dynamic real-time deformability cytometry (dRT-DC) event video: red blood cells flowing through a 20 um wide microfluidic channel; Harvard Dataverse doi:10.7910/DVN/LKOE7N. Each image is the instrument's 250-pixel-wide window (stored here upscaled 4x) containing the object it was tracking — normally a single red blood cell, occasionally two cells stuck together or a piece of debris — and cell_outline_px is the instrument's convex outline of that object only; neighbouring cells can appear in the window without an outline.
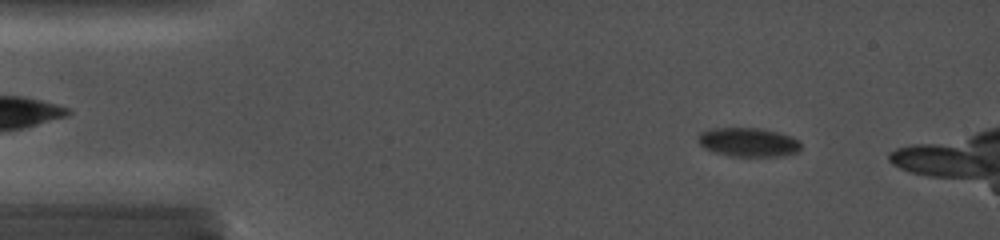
{"species": "common noctule bat (a hibernating species)", "species_latin": "Nyctalus noctula", "temperature_condition": "cold", "stored_images_in_passage": 41, "camera_frame_rate_fps": 5000, "um_per_image_px": 0.085, "animal": {"sex": "female", "body_mass_g": 19.0, "forearm_length_mm": 56.7}, "frame": {"image": 1, "passage_image": 2, "time_ms": 0.4, "image_size_px": [1000, 240], "cell_outline_px": [[800, 152], [784, 156], [728, 156], [708, 152], [696, 140], [700, 132], [716, 128], [752, 128], [780, 132], [792, 136], [800, 140]], "centroid_in_image_um": [63.6, 12.1], "position_along_channel_um": 21.4, "area_um2": 17.69}}
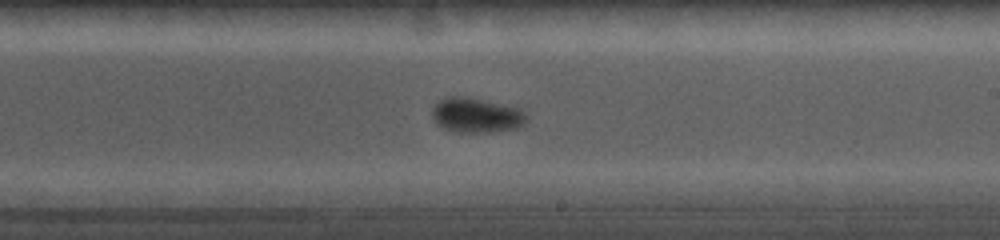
{"frame": {"image": 2, "passage_image": 25, "time_ms": 8.0, "image_size_px": [1000, 240], "cell_outline_px": [[528, 120], [524, 124], [516, 128], [492, 132], [456, 132], [444, 128], [436, 124], [432, 116], [432, 108], [440, 100], [448, 96], [472, 96], [520, 108], [528, 116]], "centroid_in_image_um": [40.51, 9.78], "position_along_channel_um": 248.5, "area_um2": 19.54}}
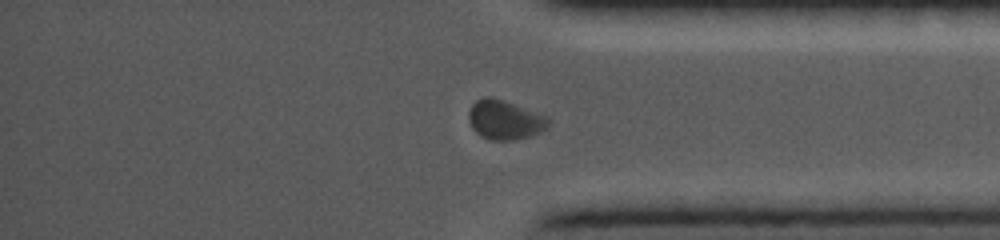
{"frame": {"image": 3, "passage_image": 36, "time_ms": 11.6, "image_size_px": [1000, 240], "cell_outline_px": [[552, 120], [548, 128], [540, 132], [516, 140], [492, 140], [480, 136], [472, 128], [468, 120], [468, 112], [472, 104], [476, 100], [484, 96], [492, 96], [524, 108], [544, 116]], "centroid_in_image_um": [42.88, 10.19], "position_along_channel_um": 392.3, "area_um2": 18.26}}